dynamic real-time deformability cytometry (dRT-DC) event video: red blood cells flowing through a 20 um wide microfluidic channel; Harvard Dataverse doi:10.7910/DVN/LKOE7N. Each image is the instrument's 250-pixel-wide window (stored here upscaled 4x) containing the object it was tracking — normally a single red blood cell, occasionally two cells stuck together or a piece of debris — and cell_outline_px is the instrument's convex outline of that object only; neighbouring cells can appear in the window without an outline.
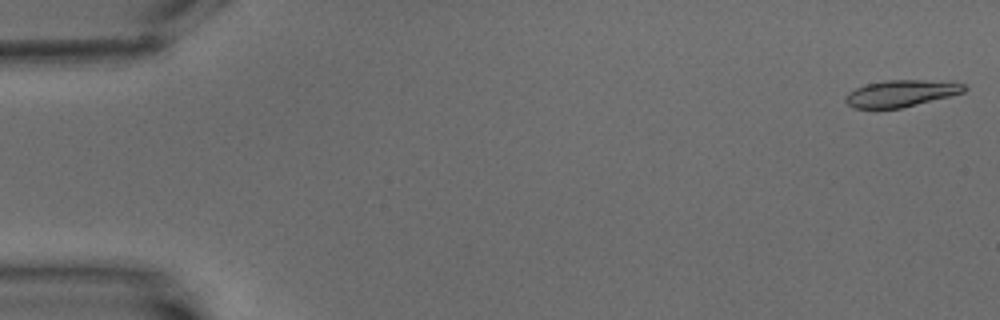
{"species": "common noctule bat (a hibernating species)", "species_latin": "Nyctalus noctula", "temperature_condition": "warm", "stored_images_in_passage": 7, "camera_frame_rate_fps": 3000, "um_per_image_px": 0.085, "animal": {"sex": "male", "body_mass_g": 15.6}, "frame": {"image": 1, "passage_image": 1, "time_ms": 0.0, "image_size_px": [1000, 320], "cell_outline_px": [[968, 88], [964, 92], [900, 108], [852, 108], [844, 100], [848, 92], [856, 88], [868, 84], [884, 80], [924, 80], [964, 84]], "centroid_in_image_um": [76.54, 7.94], "position_along_channel_um": 8.5, "area_um2": 18.09}}
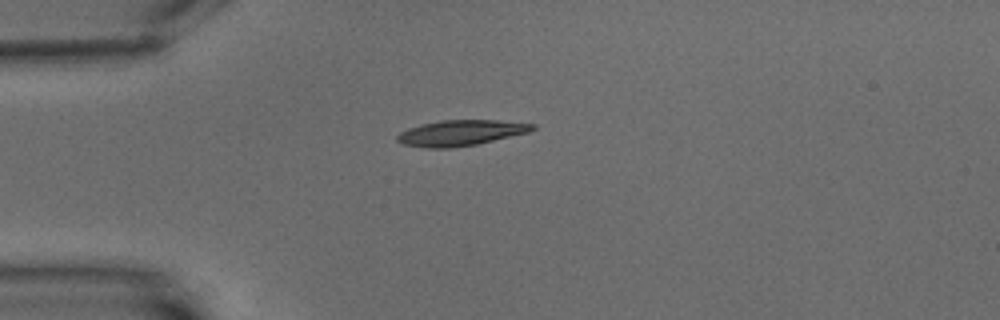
{"frame": {"image": 2, "passage_image": 4, "time_ms": 5.0, "image_size_px": [1000, 320], "cell_outline_px": [[536, 128], [528, 132], [476, 144], [448, 148], [428, 148], [404, 144], [396, 140], [396, 136], [400, 132], [408, 128], [420, 124], [440, 120], [496, 120], [536, 124]], "centroid_in_image_um": [39.13, 11.28], "position_along_channel_um": 45.9, "area_um2": 20.06}}
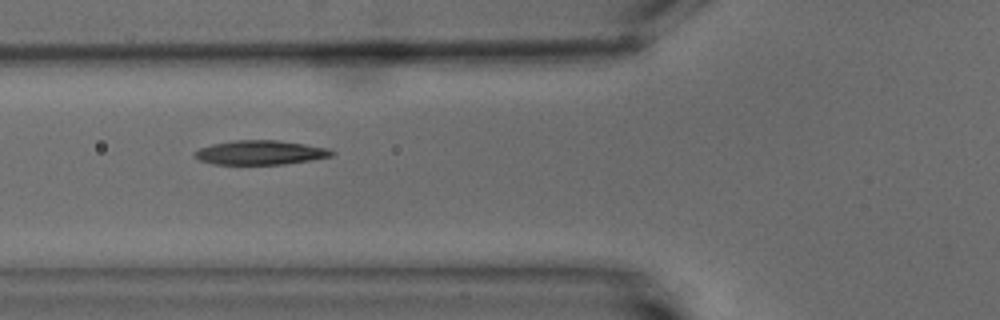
{"frame": {"image": 3, "passage_image": 6, "time_ms": 7.333, "image_size_px": [1000, 320], "cell_outline_px": [[336, 152], [332, 156], [312, 160], [284, 164], [212, 164], [200, 160], [192, 156], [192, 152], [200, 148], [212, 144], [232, 140], [276, 140], [304, 144], [328, 148]], "centroid_in_image_um": [22.1, 12.97], "position_along_channel_um": 103.7, "area_um2": 19.48}}